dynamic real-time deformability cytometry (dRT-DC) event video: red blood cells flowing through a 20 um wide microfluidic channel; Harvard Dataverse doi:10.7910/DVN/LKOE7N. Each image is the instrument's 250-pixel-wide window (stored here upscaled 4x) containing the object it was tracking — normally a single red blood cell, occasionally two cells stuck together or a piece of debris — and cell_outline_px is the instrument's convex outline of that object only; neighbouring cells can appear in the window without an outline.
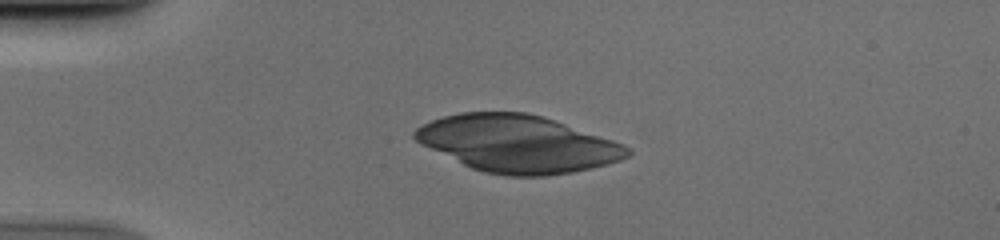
{"species": "human", "species_latin": "Homo sapiens", "temperature_condition": "cold", "stored_images_in_passage": 47, "camera_frame_rate_fps": 3000, "um_per_image_px": 0.085, "donor": {"sex": "male"}, "frame": {"image": 1, "passage_image": 8, "time_ms": 2.333, "image_size_px": [1000, 240], "cell_outline_px": [[632, 152], [628, 156], [620, 160], [608, 164], [592, 168], [572, 172], [544, 176], [508, 176], [484, 172], [472, 168], [420, 144], [412, 136], [412, 132], [416, 128], [432, 120], [444, 116], [460, 112], [524, 112], [540, 116], [624, 144], [632, 148]], "centroid_in_image_um": [43.99, 12.23], "position_along_channel_um": 41.0, "area_um2": 70.17}}
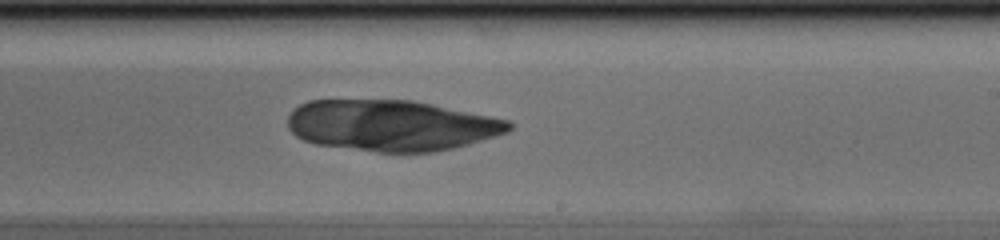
{"frame": {"image": 2, "passage_image": 27, "time_ms": 8.667, "image_size_px": [1000, 240], "cell_outline_px": [[512, 128], [508, 132], [496, 136], [468, 144], [436, 152], [404, 156], [316, 144], [304, 140], [296, 136], [288, 128], [288, 116], [292, 108], [308, 100], [412, 100], [432, 104], [508, 120], [512, 124]], "centroid_in_image_um": [33.24, 10.69], "position_along_channel_um": 255.8, "area_um2": 66.64}}
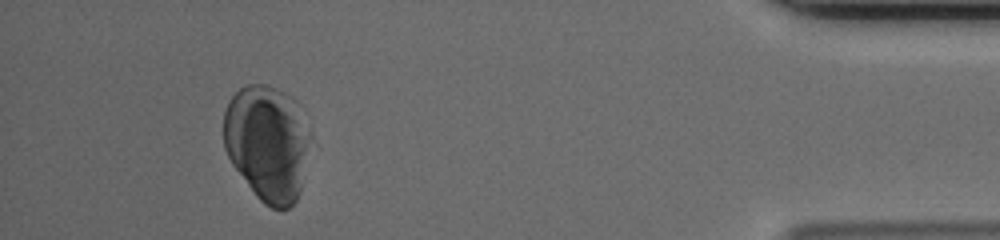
{"frame": {"image": 3, "passage_image": 43, "time_ms": 14.0, "image_size_px": [1000, 240], "cell_outline_px": [[312, 136], [300, 192], [296, 200], [288, 208], [272, 208], [264, 204], [256, 196], [232, 164], [224, 148], [224, 112], [228, 100], [240, 88], [248, 84], [268, 84], [292, 96], [300, 104]], "centroid_in_image_um": [22.75, 12.11], "position_along_channel_um": 412.4, "area_um2": 59.3}}